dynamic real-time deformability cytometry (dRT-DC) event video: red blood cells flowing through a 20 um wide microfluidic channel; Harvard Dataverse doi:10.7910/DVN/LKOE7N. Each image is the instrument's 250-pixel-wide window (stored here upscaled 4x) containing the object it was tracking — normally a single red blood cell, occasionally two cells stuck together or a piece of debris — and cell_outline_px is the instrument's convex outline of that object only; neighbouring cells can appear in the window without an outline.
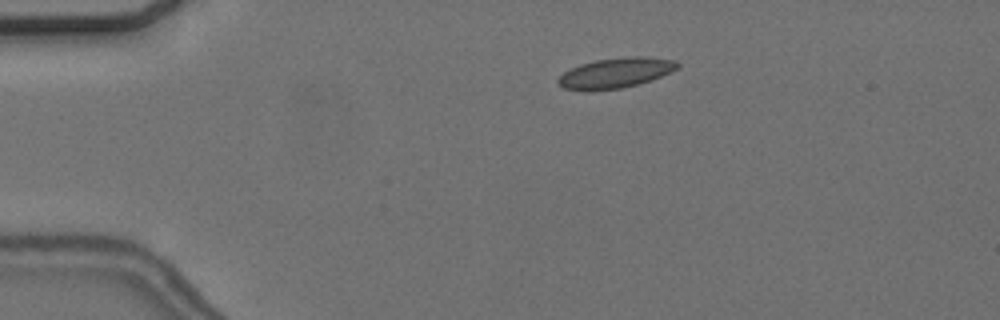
{"species": "common noctule bat (a hibernating species)", "species_latin": "Nyctalus noctula", "temperature_condition": "cold", "stored_images_in_passage": 56, "camera_frame_rate_fps": 3000, "um_per_image_px": 0.085, "animal": {"sex": "female", "body_mass_g": 24.6, "forearm_length_mm": 56.2}, "frame": {"image": 1, "passage_image": 11, "time_ms": 3.333, "image_size_px": [1000, 320], "cell_outline_px": [[680, 68], [672, 72], [652, 80], [640, 84], [620, 88], [588, 92], [564, 88], [556, 80], [564, 72], [580, 64], [596, 60], [628, 56], [648, 56], [676, 60], [680, 64]], "centroid_in_image_um": [52.38, 6.2], "position_along_channel_um": 32.6, "area_um2": 21.39}}
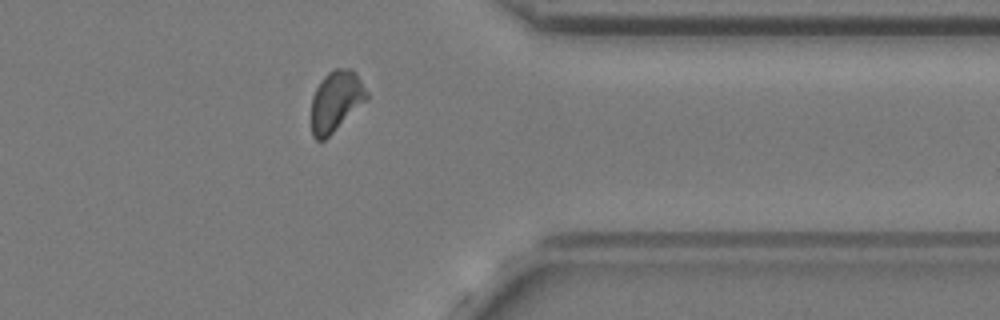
{"frame": {"image": 2, "passage_image": 45, "time_ms": 14.667, "image_size_px": [1000, 320], "cell_outline_px": [[368, 100], [324, 140], [316, 140], [312, 136], [312, 96], [316, 88], [324, 76], [332, 68], [352, 68], [356, 72], [368, 92]], "centroid_in_image_um": [28.58, 8.57], "position_along_channel_um": 382.8, "area_um2": 19.71}}
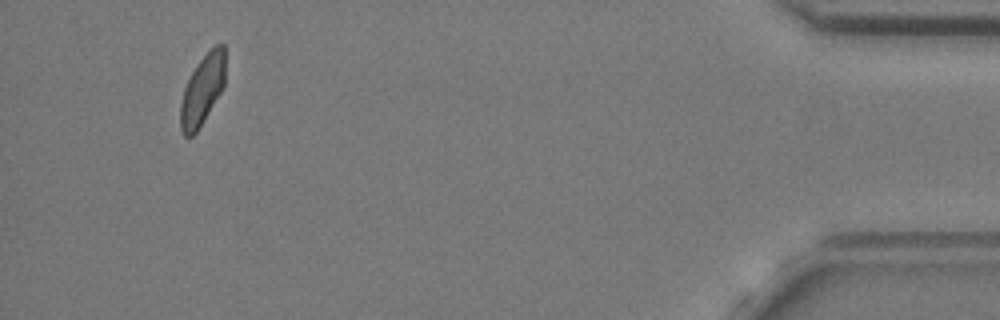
{"frame": {"image": 3, "passage_image": 53, "time_ms": 17.333, "image_size_px": [1000, 320], "cell_outline_px": [[224, 84], [220, 92], [196, 132], [192, 136], [184, 136], [180, 128], [180, 104], [184, 88], [192, 72], [200, 60], [216, 44], [224, 44]], "centroid_in_image_um": [17.18, 7.66], "position_along_channel_um": 418.0, "area_um2": 17.74}, "authors_computed_cell_mechanics": {"area_um2": 19.7387, "velocity_mm_per_s": 3.6285, "shape_relaxation_time_tau1_ms": 2.0903, "shape_relaxation_time_tau2_ms": 1.6593, "deformation_change_tau1": 0.0601, "deformation_change_tau2": 0.0676}}